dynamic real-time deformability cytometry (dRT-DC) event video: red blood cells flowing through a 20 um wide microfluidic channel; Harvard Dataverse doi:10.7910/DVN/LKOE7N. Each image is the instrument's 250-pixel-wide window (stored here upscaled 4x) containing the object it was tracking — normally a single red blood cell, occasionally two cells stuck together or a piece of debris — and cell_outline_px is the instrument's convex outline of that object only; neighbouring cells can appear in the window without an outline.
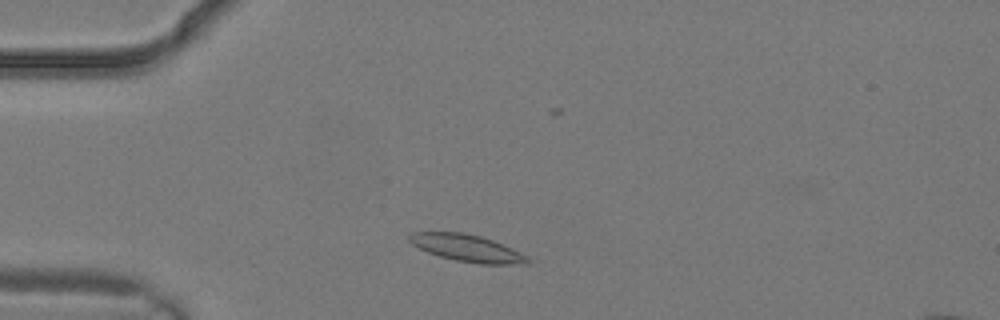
{"species": "common noctule bat (a hibernating species)", "species_latin": "Nyctalus noctula", "temperature_condition": "warm", "stored_images_in_passage": 1, "camera_frame_rate_fps": 3000, "um_per_image_px": 0.085, "animal": {"sex": "male", "body_mass_g": 19.2, "forearm_length_mm": 51.8}, "frame": {"image": 1, "passage_image": 1, "time_ms": 0.0, "image_size_px": [1000, 320], "cell_outline_px": [[532, 260], [528, 264], [480, 264], [456, 260], [440, 256], [428, 252], [412, 244], [408, 240], [408, 236], [412, 232], [464, 232], [480, 236], [492, 240], [520, 252], [528, 256]], "centroid_in_image_um": [39.72, 21.09], "position_along_channel_um": 45.3, "area_um2": 18.55}}